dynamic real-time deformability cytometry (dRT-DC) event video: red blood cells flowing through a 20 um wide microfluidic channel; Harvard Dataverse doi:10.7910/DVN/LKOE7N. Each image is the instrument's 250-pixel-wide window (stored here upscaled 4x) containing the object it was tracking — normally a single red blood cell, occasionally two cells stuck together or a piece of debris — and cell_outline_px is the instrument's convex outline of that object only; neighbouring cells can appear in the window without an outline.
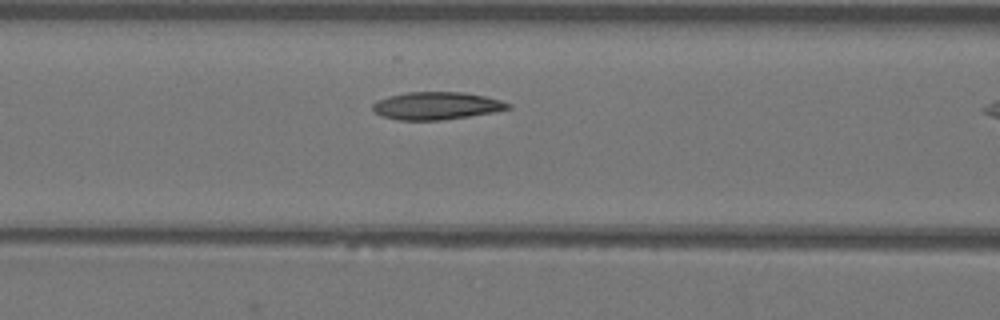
{"species": "Egyptian fruit bat (a non-hibernating species)", "species_latin": "Rousettus aegyptiacus", "temperature_condition": "warm", "stored_images_in_passage": 11, "camera_frame_rate_fps": 3000, "um_per_image_px": 0.085, "animal": {"sex": "female"}, "frame": {"image": 1, "passage_image": 10, "time_ms": 3.0, "image_size_px": [1000, 320], "cell_outline_px": [[512, 108], [492, 112], [468, 116], [440, 120], [400, 120], [380, 116], [372, 108], [372, 104], [376, 100], [388, 96], [408, 92], [464, 92], [484, 96], [500, 100], [512, 104]], "centroid_in_image_um": [37.08, 8.98], "position_along_channel_um": 129.5, "area_um2": 21.73}}